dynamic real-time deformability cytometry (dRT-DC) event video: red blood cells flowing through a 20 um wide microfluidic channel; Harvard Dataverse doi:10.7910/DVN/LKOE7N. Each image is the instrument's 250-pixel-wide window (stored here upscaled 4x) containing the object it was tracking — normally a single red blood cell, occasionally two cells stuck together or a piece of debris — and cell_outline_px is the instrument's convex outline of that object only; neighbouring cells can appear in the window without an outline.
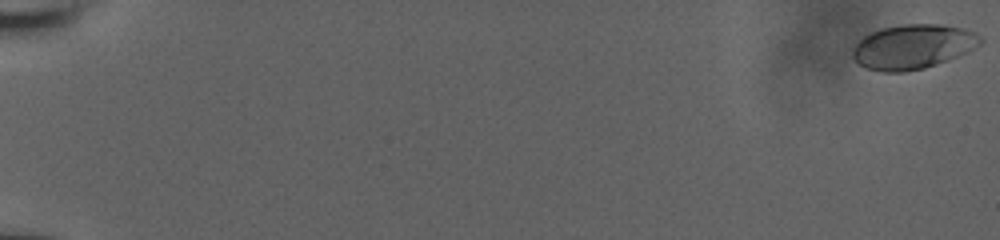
{"species": "human", "species_latin": "Homo sapiens", "temperature_condition": "room temperature", "stored_images_in_passage": 57, "camera_frame_rate_fps": 3000, "um_per_image_px": 0.085, "donor": {"sex": "male"}, "frame": {"image": 1, "passage_image": 1, "time_ms": 0.0, "image_size_px": [1000, 240], "cell_outline_px": [[984, 40], [980, 44], [968, 52], [948, 60], [924, 68], [904, 72], [880, 72], [864, 68], [852, 56], [852, 48], [864, 36], [872, 32], [884, 28], [904, 24], [940, 24], [964, 28], [976, 32]], "centroid_in_image_um": [77.62, 3.97], "position_along_channel_um": 7.4, "area_um2": 33.23}}
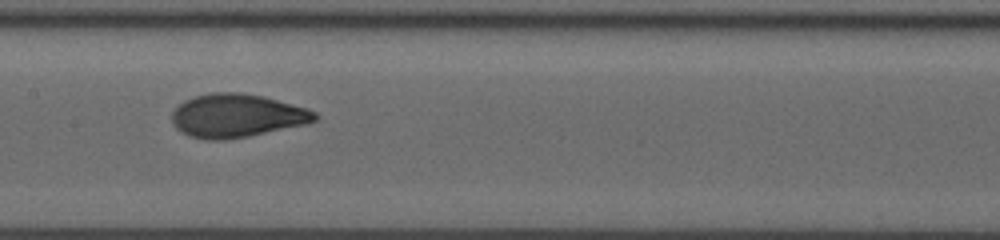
{"frame": {"image": 2, "passage_image": 32, "time_ms": 10.333, "image_size_px": [1000, 240], "cell_outline_px": [[320, 116], [316, 120], [308, 124], [248, 136], [224, 140], [204, 140], [188, 136], [180, 132], [172, 124], [172, 112], [184, 100], [196, 96], [212, 92], [240, 92], [264, 96], [308, 108], [316, 112]], "centroid_in_image_um": [20.14, 9.84], "position_along_channel_um": 187.3, "area_um2": 36.53}}
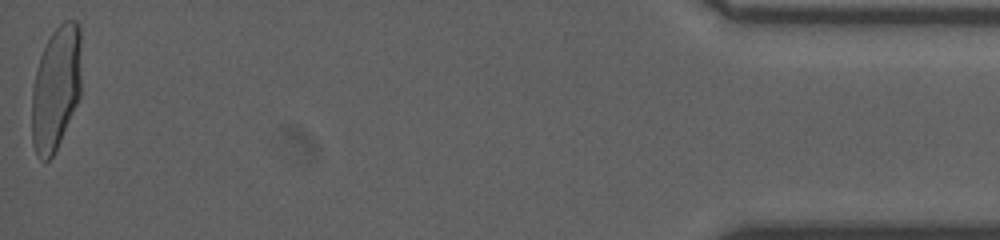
{"frame": {"image": 3, "passage_image": 57, "time_ms": 18.667, "image_size_px": [1000, 240], "cell_outline_px": [[80, 96], [60, 140], [52, 156], [48, 160], [40, 160], [36, 156], [32, 144], [32, 88], [40, 56], [52, 32], [64, 20], [76, 20], [80, 24]], "centroid_in_image_um": [4.75, 7.48], "position_along_channel_um": 430.5, "area_um2": 35.72}, "authors_computed_cell_mechanics": {"area_um2": 35.0846, "velocity_mm_per_s": 3.9267, "shape_relaxation_time_tau1_ms": 4.5312, "shape_relaxation_time_tau2_ms": null, "deformation_change_tau1": 0.21, "deformation_change_tau2": null}}